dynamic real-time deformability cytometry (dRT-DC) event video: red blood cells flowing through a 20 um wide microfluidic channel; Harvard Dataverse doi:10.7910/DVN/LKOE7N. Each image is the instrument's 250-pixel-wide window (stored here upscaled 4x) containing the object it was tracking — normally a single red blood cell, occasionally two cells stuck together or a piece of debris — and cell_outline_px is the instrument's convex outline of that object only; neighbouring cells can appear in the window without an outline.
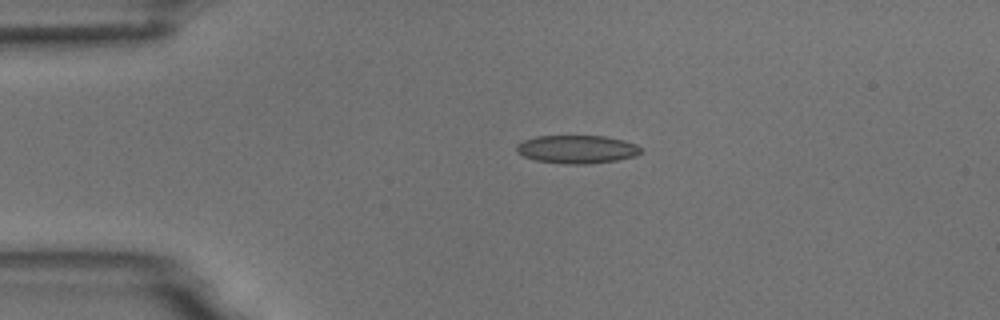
{"species": "common noctule bat (a hibernating species)", "species_latin": "Nyctalus noctula", "temperature_condition": "room temperature", "stored_images_in_passage": 2, "camera_frame_rate_fps": 3000, "um_per_image_px": 0.085, "animal": {"sex": "male", "body_mass_g": 18.8}, "frame": {"image": 1, "passage_image": 1, "time_ms": 0.0, "image_size_px": [1000, 320], "cell_outline_px": [[640, 152], [636, 156], [616, 160], [588, 164], [564, 164], [536, 160], [524, 156], [516, 152], [516, 144], [524, 140], [536, 136], [604, 136], [624, 140], [636, 144], [640, 148]], "centroid_in_image_um": [49.02, 12.69], "position_along_channel_um": 36.0, "area_um2": 20.4}}